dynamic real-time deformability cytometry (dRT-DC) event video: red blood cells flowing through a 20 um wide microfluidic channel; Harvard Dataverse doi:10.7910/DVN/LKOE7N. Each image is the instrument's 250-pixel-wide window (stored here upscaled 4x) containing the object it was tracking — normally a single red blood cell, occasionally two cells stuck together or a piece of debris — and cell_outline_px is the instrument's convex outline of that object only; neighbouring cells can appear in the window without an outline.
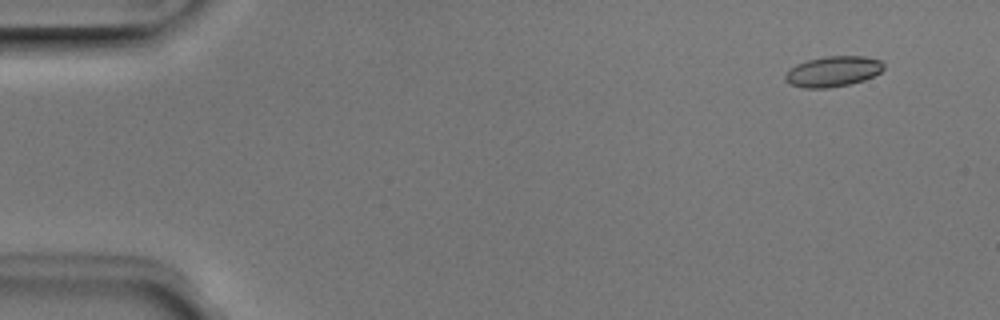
{"species": "Egyptian fruit bat (a non-hibernating species)", "species_latin": "Rousettus aegyptiacus", "temperature_condition": "room temperature", "stored_images_in_passage": 4, "camera_frame_rate_fps": 3000, "um_per_image_px": 0.085, "animal": {"sex": "male"}, "frame": {"image": 1, "passage_image": 2, "time_ms": 0.333, "image_size_px": [1000, 320], "cell_outline_px": [[884, 68], [880, 72], [864, 80], [848, 84], [828, 88], [804, 88], [792, 84], [784, 80], [784, 76], [788, 68], [796, 64], [808, 60], [824, 56], [864, 56], [880, 60], [884, 64]], "centroid_in_image_um": [70.78, 6.06], "position_along_channel_um": 14.2, "area_um2": 17.51}}